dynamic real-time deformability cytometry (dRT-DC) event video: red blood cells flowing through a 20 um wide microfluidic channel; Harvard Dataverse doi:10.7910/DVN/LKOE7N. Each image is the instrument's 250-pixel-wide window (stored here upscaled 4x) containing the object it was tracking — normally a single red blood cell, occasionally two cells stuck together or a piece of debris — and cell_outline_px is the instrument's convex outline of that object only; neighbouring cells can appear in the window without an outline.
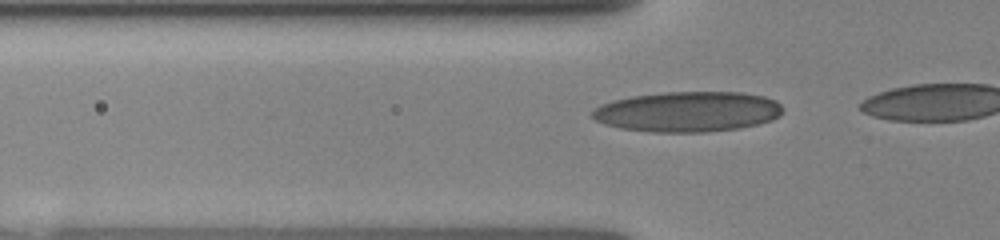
{"species": "human", "species_latin": "Homo sapiens", "temperature_condition": "room temperature", "stored_images_in_passage": 15, "camera_frame_rate_fps": 3000, "um_per_image_px": 0.085, "donor": {"sex": "female"}, "frame": {"image": 1, "passage_image": 12, "time_ms": 3.667, "image_size_px": [1000, 240], "cell_outline_px": [[784, 108], [780, 116], [772, 120], [740, 128], [704, 132], [652, 132], [620, 128], [604, 124], [588, 116], [600, 104], [632, 96], [668, 92], [740, 92], [764, 96], [776, 100]], "centroid_in_image_um": [58.47, 9.49], "position_along_channel_um": 67.3, "area_um2": 44.85}}